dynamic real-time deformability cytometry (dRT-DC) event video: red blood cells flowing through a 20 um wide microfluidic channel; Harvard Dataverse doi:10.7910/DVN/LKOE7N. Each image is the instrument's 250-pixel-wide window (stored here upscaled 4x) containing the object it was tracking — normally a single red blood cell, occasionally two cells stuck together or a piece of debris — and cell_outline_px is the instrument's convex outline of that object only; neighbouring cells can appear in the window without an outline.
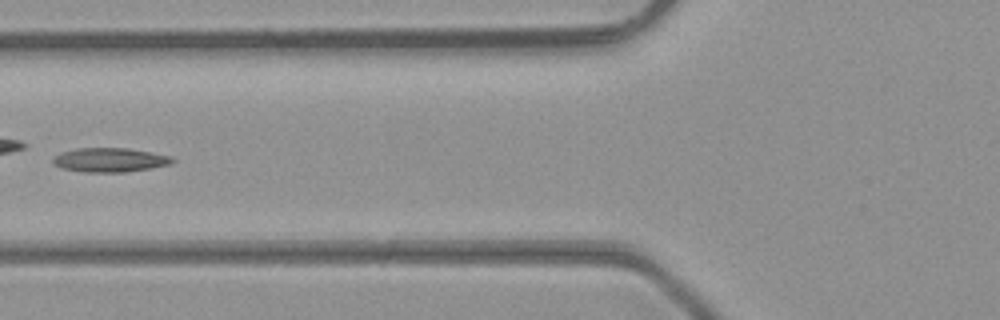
{"species": "common noctule bat (a hibernating species)", "species_latin": "Nyctalus noctula", "temperature_condition": "room temperature", "stored_images_in_passage": 6, "camera_frame_rate_fps": 3000, "um_per_image_px": 0.085, "animal": {"sex": "male", "body_mass_g": 23.1, "forearm_length_mm": 52.7}, "frame": {"image": 1, "passage_image": 6, "time_ms": 1.667, "image_size_px": [1000, 320], "cell_outline_px": [[176, 160], [168, 164], [148, 168], [124, 172], [84, 172], [64, 168], [56, 164], [52, 160], [60, 152], [76, 148], [128, 148], [172, 156]], "centroid_in_image_um": [9.34, 13.58], "position_along_channel_um": 116.5, "area_um2": 16.53}}